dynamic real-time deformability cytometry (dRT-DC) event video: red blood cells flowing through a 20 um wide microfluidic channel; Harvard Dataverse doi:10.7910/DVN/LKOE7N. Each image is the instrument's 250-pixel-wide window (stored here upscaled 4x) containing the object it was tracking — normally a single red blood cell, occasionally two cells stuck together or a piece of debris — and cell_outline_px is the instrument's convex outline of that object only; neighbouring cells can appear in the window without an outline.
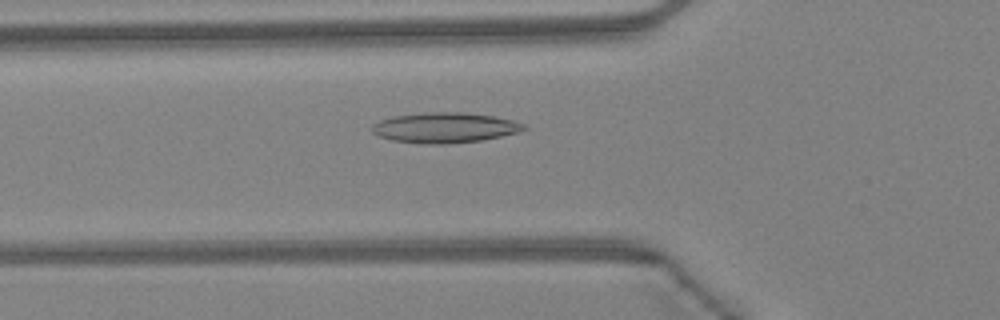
{"species": "Egyptian fruit bat (a non-hibernating species)", "species_latin": "Rousettus aegyptiacus", "temperature_condition": "warm", "stored_images_in_passage": 41, "camera_frame_rate_fps": 3000, "um_per_image_px": 0.085, "animal": {"sex": "female"}, "frame": {"image": 1, "passage_image": 11, "time_ms": 3.333, "image_size_px": [1000, 320], "cell_outline_px": [[528, 128], [520, 132], [480, 140], [448, 144], [420, 144], [392, 140], [380, 136], [372, 132], [372, 124], [380, 120], [392, 116], [428, 112], [460, 112], [492, 116], [512, 120], [524, 124]], "centroid_in_image_um": [37.79, 10.85], "position_along_channel_um": 88.0, "area_um2": 26.76}}
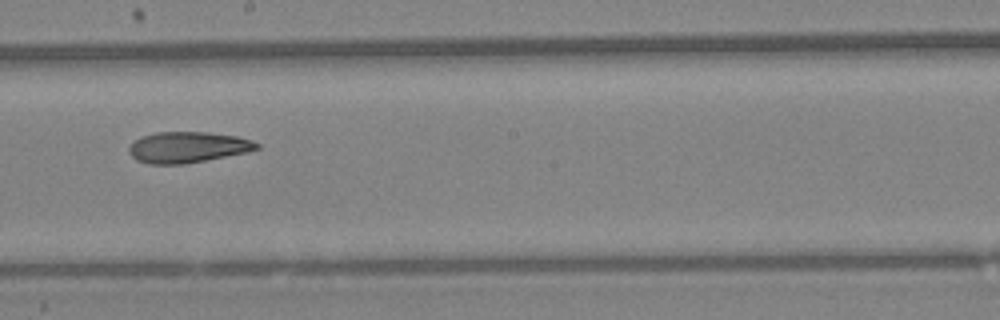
{"frame": {"image": 2, "passage_image": 21, "time_ms": 6.667, "image_size_px": [1000, 320], "cell_outline_px": [[260, 148], [248, 152], [184, 164], [148, 164], [136, 160], [128, 152], [128, 148], [140, 136], [156, 132], [208, 132], [236, 136], [252, 140], [260, 144]], "centroid_in_image_um": [15.95, 12.51], "position_along_channel_um": 232.2, "area_um2": 23.12}}
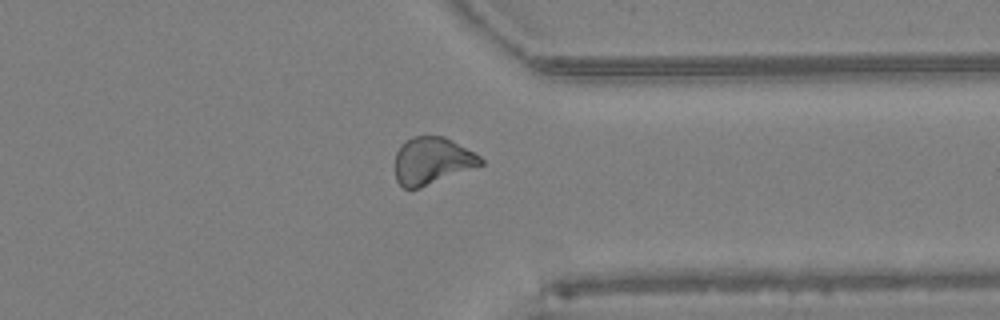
{"frame": {"image": 3, "passage_image": 31, "time_ms": 10.0, "image_size_px": [1000, 320], "cell_outline_px": [[484, 164], [420, 188], [404, 188], [396, 180], [396, 152], [400, 144], [404, 140], [412, 136], [444, 136], [452, 140], [480, 156], [484, 160]], "centroid_in_image_um": [36.71, 13.65], "position_along_channel_um": 374.7, "area_um2": 23.47}, "authors_computed_cell_mechanics": {"area_um2": 23.698, "velocity_mm_per_s": 4.3494, "shape_relaxation_time_tau1_ms": null, "shape_relaxation_time_tau2_ms": 4.8581, "deformation_change_tau1": null, "deformation_change_tau2": 0.1353}}